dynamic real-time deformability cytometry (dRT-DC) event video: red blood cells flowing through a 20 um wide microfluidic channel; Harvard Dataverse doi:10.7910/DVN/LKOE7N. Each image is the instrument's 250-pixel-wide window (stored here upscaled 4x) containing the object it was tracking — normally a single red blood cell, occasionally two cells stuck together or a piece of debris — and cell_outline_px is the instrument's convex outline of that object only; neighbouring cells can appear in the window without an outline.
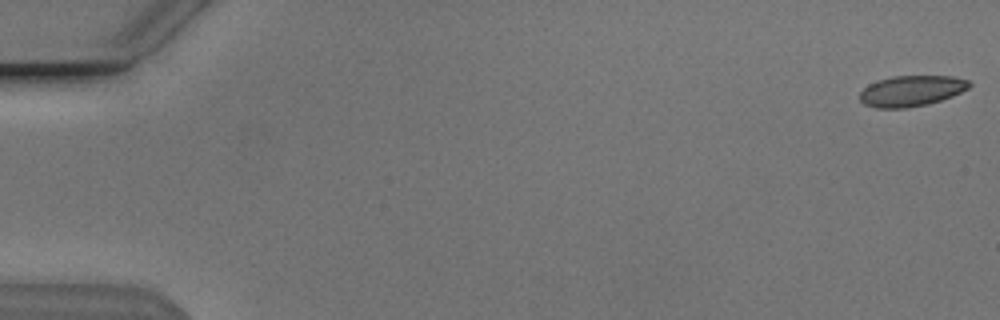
{"species": "Egyptian fruit bat (a non-hibernating species)", "species_latin": "Rousettus aegyptiacus", "temperature_condition": "cold", "stored_images_in_passage": 9, "camera_frame_rate_fps": 3000, "um_per_image_px": 0.085, "animal": {"sex": "male"}, "frame": {"image": 1, "passage_image": 1, "time_ms": 0.0, "image_size_px": [1000, 320], "cell_outline_px": [[972, 84], [968, 88], [952, 96], [928, 104], [904, 108], [876, 108], [864, 104], [860, 100], [860, 92], [868, 84], [876, 80], [892, 76], [952, 76], [968, 80]], "centroid_in_image_um": [77.44, 7.72], "position_along_channel_um": 7.6, "area_um2": 19.65}}